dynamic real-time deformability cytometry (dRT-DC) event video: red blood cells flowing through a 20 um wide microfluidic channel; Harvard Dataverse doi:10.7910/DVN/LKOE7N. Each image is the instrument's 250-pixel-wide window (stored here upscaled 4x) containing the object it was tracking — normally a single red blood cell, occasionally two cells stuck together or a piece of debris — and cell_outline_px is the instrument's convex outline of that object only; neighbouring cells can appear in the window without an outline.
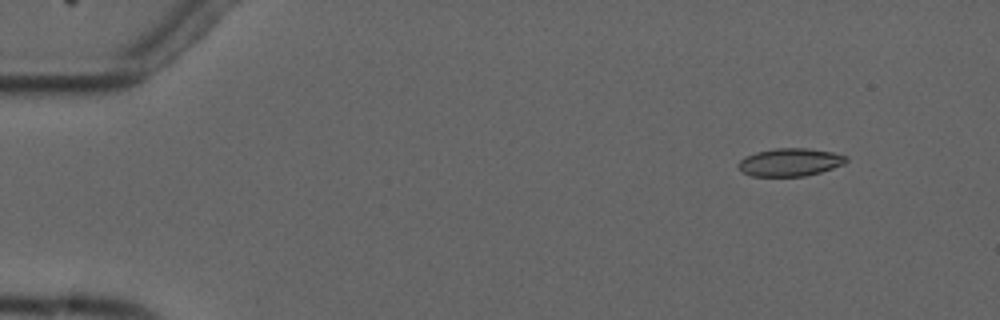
{"species": "common noctule bat (a hibernating species)", "species_latin": "Nyctalus noctula", "temperature_condition": "cold", "stored_images_in_passage": 5, "camera_frame_rate_fps": 3000, "um_per_image_px": 0.085, "animal": {"sex": "male", "forearm_length_mm": 52.5}, "frame": {"image": 1, "passage_image": 2, "time_ms": 1.667, "image_size_px": [1000, 320], "cell_outline_px": [[848, 160], [844, 164], [820, 172], [804, 176], [752, 176], [744, 172], [736, 164], [740, 160], [756, 152], [776, 148], [804, 148], [832, 152], [848, 156]], "centroid_in_image_um": [67.17, 13.78], "position_along_channel_um": 17.8, "area_um2": 17.34}}